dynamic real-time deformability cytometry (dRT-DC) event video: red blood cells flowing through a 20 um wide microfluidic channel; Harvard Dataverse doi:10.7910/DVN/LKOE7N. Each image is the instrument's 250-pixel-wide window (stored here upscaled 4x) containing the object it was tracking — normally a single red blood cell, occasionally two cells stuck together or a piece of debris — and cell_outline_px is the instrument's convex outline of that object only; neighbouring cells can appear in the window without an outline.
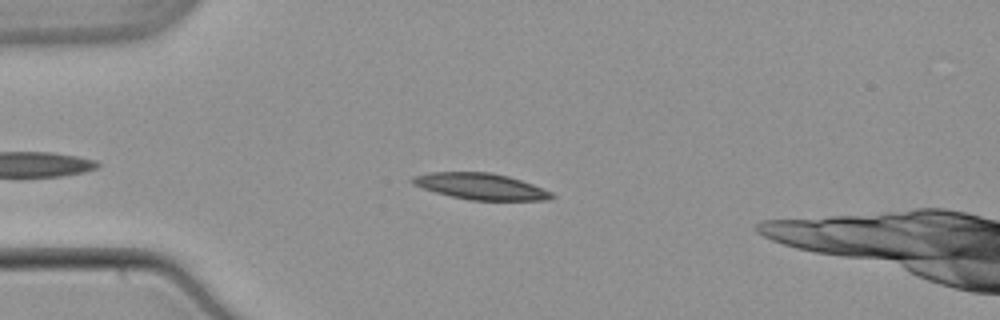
{"species": "common noctule bat (a hibernating species)", "species_latin": "Nyctalus noctula", "temperature_condition": "warm", "stored_images_in_passage": 45, "camera_frame_rate_fps": 3000, "um_per_image_px": 0.085, "animal": {"sex": "male", "body_mass_g": 21.5, "forearm_length_mm": 52.0}, "frame": {"image": 1, "passage_image": 9, "time_ms": 2.667, "image_size_px": [1000, 320], "cell_outline_px": [[548, 196], [524, 200], [480, 200], [460, 196], [444, 192], [420, 184], [416, 180], [428, 176], [452, 172], [476, 172], [500, 176], [516, 180], [528, 184], [544, 192]], "centroid_in_image_um": [40.94, 15.85], "position_along_channel_um": 44.1, "area_um2": 17.51}}
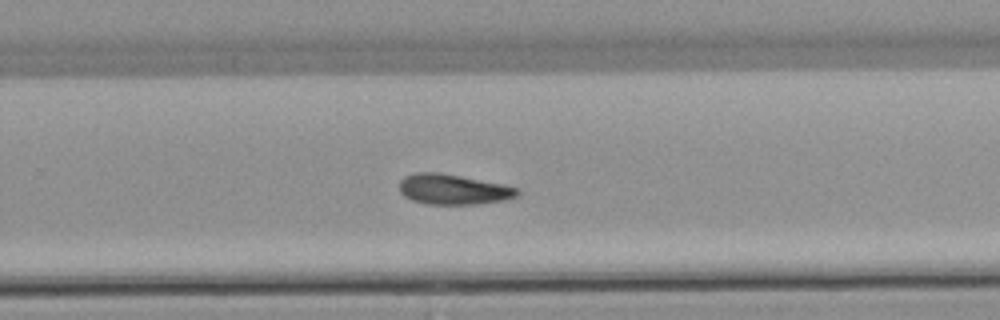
{"frame": {"image": 2, "passage_image": 30, "time_ms": 9.667, "image_size_px": [1000, 320], "cell_outline_px": [[516, 192], [508, 196], [488, 200], [420, 200], [404, 192], [404, 180], [412, 176], [452, 176], [512, 188]], "centroid_in_image_um": [38.51, 16.06], "position_along_channel_um": 291.3, "area_um2": 15.2}}
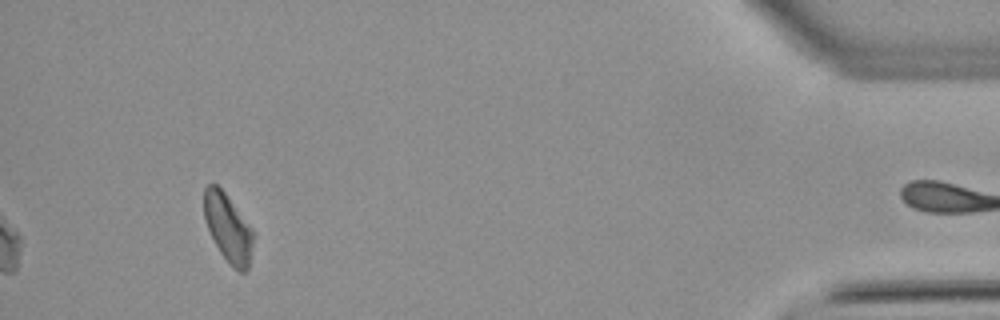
{"frame": {"image": 3, "passage_image": 45, "time_ms": 14.667, "image_size_px": [1000, 320], "cell_outline_px": [[248, 240], [244, 268], [240, 268], [232, 264], [228, 260], [220, 248], [208, 224], [204, 212], [204, 192], [212, 184], [216, 184], [220, 188], [248, 232]], "centroid_in_image_um": [19.2, 19.21], "position_along_channel_um": 416.0, "area_um2": 15.43}}